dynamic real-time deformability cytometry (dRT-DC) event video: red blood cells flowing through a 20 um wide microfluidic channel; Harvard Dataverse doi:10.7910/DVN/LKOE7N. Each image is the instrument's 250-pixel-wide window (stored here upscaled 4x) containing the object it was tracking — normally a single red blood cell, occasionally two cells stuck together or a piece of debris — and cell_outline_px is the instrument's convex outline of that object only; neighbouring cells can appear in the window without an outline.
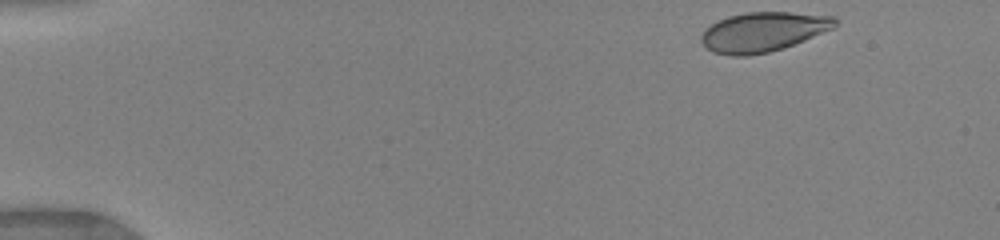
{"species": "human", "species_latin": "Homo sapiens", "temperature_condition": "warm", "stored_images_in_passage": 56, "camera_frame_rate_fps": 3000, "um_per_image_px": 0.085, "donor": {"sex": "female"}, "frame": {"image": 1, "passage_image": 1, "time_ms": 0.0, "image_size_px": [1000, 240], "cell_outline_px": [[836, 24], [832, 28], [804, 40], [768, 52], [748, 56], [732, 56], [712, 52], [700, 40], [700, 36], [704, 28], [716, 20], [728, 16], [744, 12], [788, 12], [836, 16]], "centroid_in_image_um": [64.8, 2.7], "position_along_channel_um": 20.2, "area_um2": 30.81}}
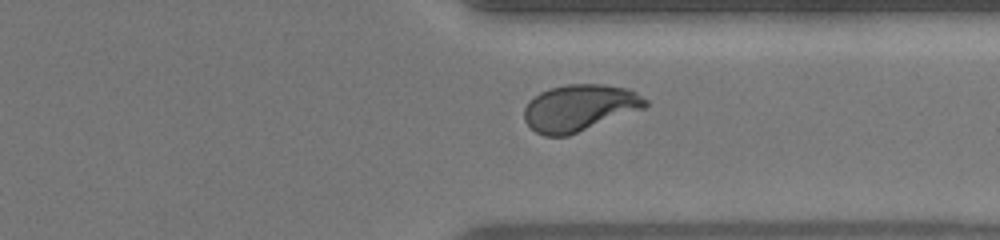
{"frame": {"image": 2, "passage_image": 45, "time_ms": 11.333, "image_size_px": [1000, 240], "cell_outline_px": [[648, 104], [644, 108], [568, 136], [544, 136], [536, 132], [524, 120], [524, 108], [528, 100], [540, 92], [552, 88], [568, 84], [604, 84], [628, 88], [636, 92], [648, 100]], "centroid_in_image_um": [49.25, 9.16], "position_along_channel_um": 362.2, "area_um2": 32.95}}
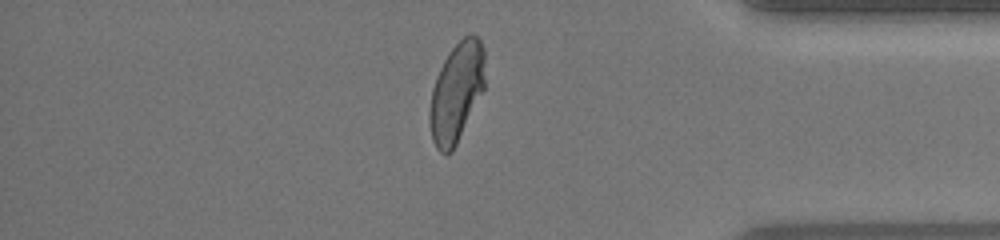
{"frame": {"image": 3, "passage_image": 53, "time_ms": 12.667, "image_size_px": [1000, 240], "cell_outline_px": [[484, 88], [456, 144], [448, 152], [440, 152], [436, 148], [432, 140], [428, 120], [428, 112], [432, 88], [440, 68], [448, 52], [464, 36], [472, 32], [480, 40], [484, 48]], "centroid_in_image_um": [38.78, 7.8], "position_along_channel_um": 396.4, "area_um2": 31.79}, "authors_computed_cell_mechanics": {"area_um2": 32.657, "velocity_mm_per_s": 4.004, "shape_relaxation_time_tau1_ms": 4.8404, "shape_relaxation_time_tau2_ms": null, "deformation_change_tau1": 0.2001, "deformation_change_tau2": null}}